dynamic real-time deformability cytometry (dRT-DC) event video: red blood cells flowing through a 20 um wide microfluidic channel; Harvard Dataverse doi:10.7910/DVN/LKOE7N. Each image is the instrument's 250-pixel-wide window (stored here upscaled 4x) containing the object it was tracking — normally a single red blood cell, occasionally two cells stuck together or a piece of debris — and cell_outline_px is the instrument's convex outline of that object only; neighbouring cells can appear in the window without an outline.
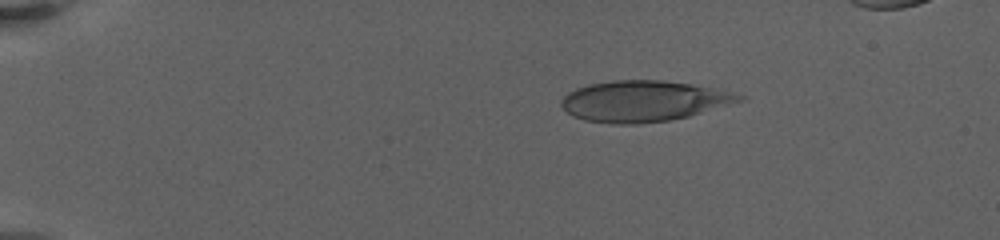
{"species": "human", "species_latin": "Homo sapiens", "temperature_condition": "warm", "stored_images_in_passage": 16, "camera_frame_rate_fps": 3000, "um_per_image_px": 0.085, "donor": {"sex": "female"}, "frame": {"image": 1, "passage_image": 6, "time_ms": 3.667, "image_size_px": [1000, 240], "cell_outline_px": [[748, 100], [688, 116], [668, 120], [636, 124], [612, 124], [584, 120], [572, 116], [560, 104], [560, 100], [568, 92], [576, 88], [588, 84], [612, 80], [664, 80], [692, 84], [712, 88], [748, 96]], "centroid_in_image_um": [54.72, 8.59], "position_along_channel_um": 30.3, "area_um2": 42.6}}
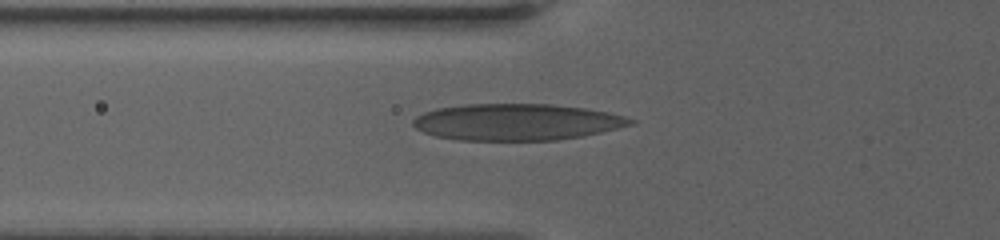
{"frame": {"image": 2, "passage_image": 12, "time_ms": 8.0, "image_size_px": [1000, 240], "cell_outline_px": [[636, 124], [584, 136], [560, 140], [460, 140], [436, 136], [424, 132], [416, 128], [412, 124], [412, 120], [416, 116], [424, 112], [436, 108], [464, 104], [552, 104], [584, 108], [608, 112], [624, 116], [636, 120]], "centroid_in_image_um": [43.94, 10.37], "position_along_channel_um": 81.9, "area_um2": 46.53}}
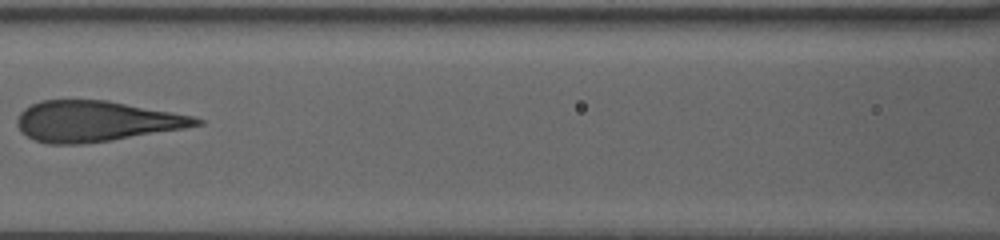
{"frame": {"image": 3, "passage_image": 15, "time_ms": 10.333, "image_size_px": [1000, 240], "cell_outline_px": [[204, 124], [184, 128], [112, 140], [80, 144], [48, 144], [36, 140], [20, 132], [16, 124], [16, 120], [20, 112], [24, 108], [40, 100], [108, 100], [192, 116], [204, 120]], "centroid_in_image_um": [8.12, 10.3], "position_along_channel_um": 158.5, "area_um2": 42.31}}